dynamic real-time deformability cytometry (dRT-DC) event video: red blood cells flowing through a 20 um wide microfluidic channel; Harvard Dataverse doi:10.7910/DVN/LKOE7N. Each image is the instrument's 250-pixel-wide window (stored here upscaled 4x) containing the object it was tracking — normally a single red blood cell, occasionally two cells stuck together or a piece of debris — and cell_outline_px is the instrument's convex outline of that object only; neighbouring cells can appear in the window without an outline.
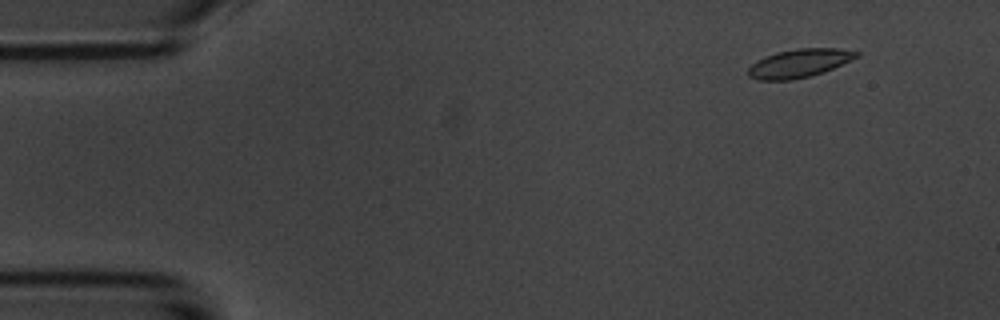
{"species": "common noctule bat (a hibernating species)", "species_latin": "Nyctalus noctula", "temperature_condition": "room temperature", "stored_images_in_passage": 5, "segment_of_instrument_passage": [2, 2], "camera_frame_rate_fps": 3000, "um_per_image_px": 0.085, "animal": {"sex": "male", "body_mass_g": 20.1, "forearm_length_mm": 53.5}, "frame": {"image": 1, "passage_image": 5, "time_ms": 4.667, "image_size_px": [1000, 320], "cell_outline_px": [[860, 56], [824, 72], [792, 80], [760, 80], [748, 76], [748, 68], [756, 60], [776, 52], [796, 48], [836, 48], [860, 52]], "centroid_in_image_um": [67.93, 5.37], "position_along_channel_um": 17.1, "area_um2": 17.92}}